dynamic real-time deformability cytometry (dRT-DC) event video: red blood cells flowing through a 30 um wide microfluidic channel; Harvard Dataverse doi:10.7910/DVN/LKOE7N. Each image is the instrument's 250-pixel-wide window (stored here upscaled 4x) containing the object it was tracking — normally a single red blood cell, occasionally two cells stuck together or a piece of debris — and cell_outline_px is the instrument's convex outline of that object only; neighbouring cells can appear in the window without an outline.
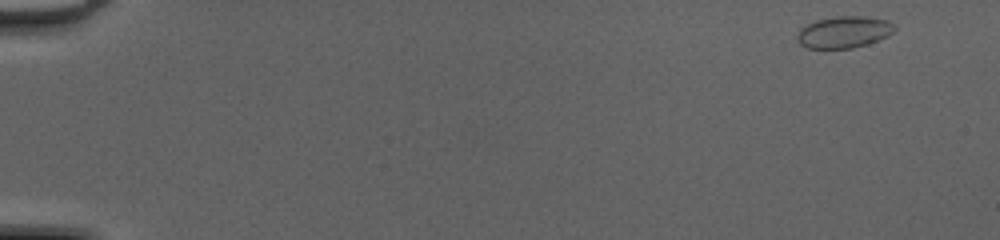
{"species": "common noctule bat (a hibernating species)", "species_latin": "Nyctalus noctula", "temperature_condition": "cold", "stored_images_in_passage": 48, "camera_frame_rate_fps": 3000, "um_per_image_px": 0.085, "animal": {"sex": "female", "body_mass_g": 20.0, "forearm_length_mm": 54.0}, "frame": {"image": 1, "passage_image": 1, "time_ms": 0.0, "image_size_px": [1000, 240], "cell_outline_px": [[896, 28], [888, 36], [868, 44], [852, 48], [808, 48], [800, 44], [796, 40], [796, 36], [800, 28], [816, 20], [836, 16], [860, 16], [888, 20]], "centroid_in_image_um": [71.71, 2.73], "position_along_channel_um": 13.3, "area_um2": 17.98}}
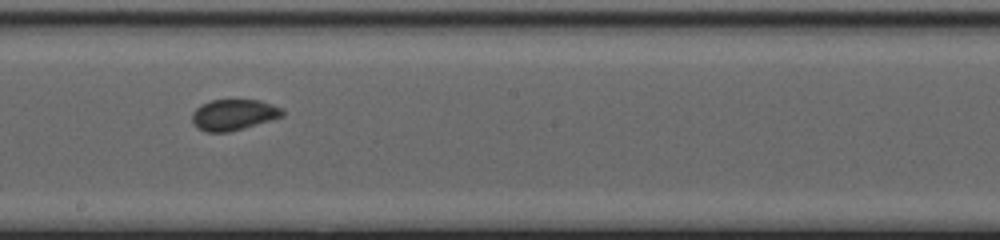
{"frame": {"image": 2, "passage_image": 28, "time_ms": 9.0, "image_size_px": [1000, 240], "cell_outline_px": [[284, 116], [244, 128], [228, 132], [208, 132], [196, 128], [192, 120], [192, 112], [200, 104], [212, 100], [260, 100], [284, 108]], "centroid_in_image_um": [19.86, 9.75], "position_along_channel_um": 228.3, "area_um2": 16.42}}
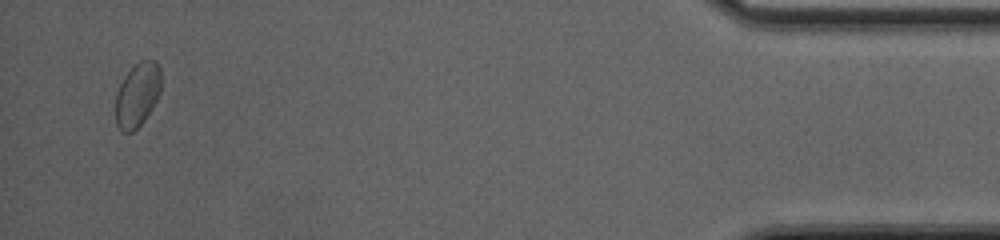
{"frame": {"image": 3, "passage_image": 47, "time_ms": 15.333, "image_size_px": [1000, 240], "cell_outline_px": [[160, 92], [152, 108], [144, 120], [132, 132], [124, 132], [116, 124], [116, 92], [124, 76], [140, 60], [156, 60], [160, 68]], "centroid_in_image_um": [11.68, 8.04], "position_along_channel_um": 423.5, "area_um2": 16.82}, "authors_computed_cell_mechanics": {"area_um2": 16.6753, "velocity_mm_per_s": 4.1808, "shape_relaxation_time_tau1_ms": 2.0011, "shape_relaxation_time_tau2_ms": 0.8255, "deformation_change_tau1": 0.0366, "deformation_change_tau2": 0.0394}}